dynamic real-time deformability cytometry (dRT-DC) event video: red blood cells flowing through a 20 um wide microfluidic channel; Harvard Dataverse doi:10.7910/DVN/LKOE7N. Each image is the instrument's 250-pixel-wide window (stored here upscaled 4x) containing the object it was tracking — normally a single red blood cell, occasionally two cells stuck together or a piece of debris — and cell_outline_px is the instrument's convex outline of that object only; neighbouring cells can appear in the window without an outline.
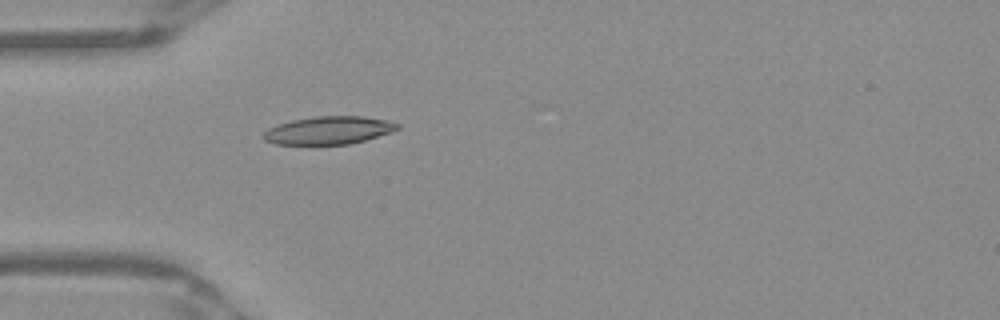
{"species": "Egyptian fruit bat (a non-hibernating species)", "species_latin": "Rousettus aegyptiacus", "temperature_condition": "warm", "stored_images_in_passage": 40, "camera_frame_rate_fps": 3000, "um_per_image_px": 0.085, "frame": {"image": 1, "passage_image": 4, "time_ms": 1.0, "image_size_px": [1000, 320], "cell_outline_px": [[400, 128], [392, 132], [364, 140], [348, 144], [276, 144], [264, 140], [260, 136], [268, 128], [292, 120], [316, 116], [364, 116], [384, 120], [400, 124]], "centroid_in_image_um": [27.92, 11.07], "position_along_channel_um": 57.1, "area_um2": 21.68}}
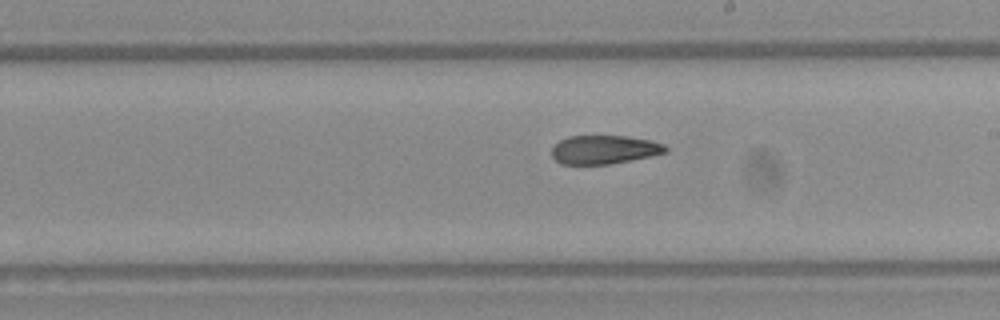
{"frame": {"image": 2, "passage_image": 18, "time_ms": 5.667, "image_size_px": [1000, 320], "cell_outline_px": [[668, 152], [608, 164], [560, 164], [552, 156], [552, 148], [560, 140], [568, 136], [628, 136], [652, 140], [664, 144], [668, 148]], "centroid_in_image_um": [51.36, 12.7], "position_along_channel_um": 237.6, "area_um2": 18.9}}
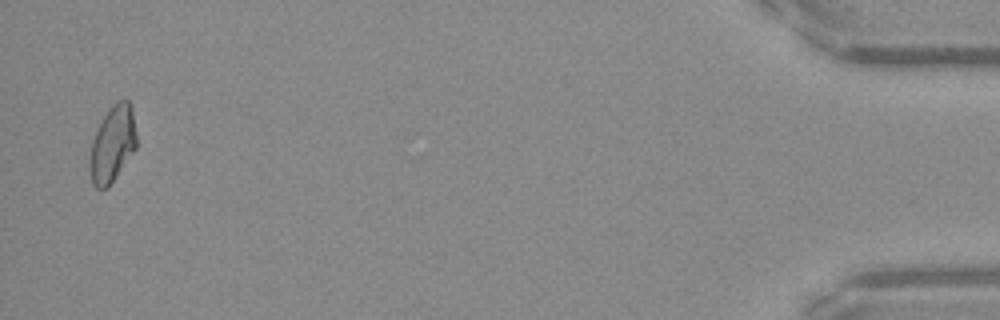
{"frame": {"image": 3, "passage_image": 39, "time_ms": 12.667, "image_size_px": [1000, 320], "cell_outline_px": [[136, 148], [108, 188], [96, 188], [92, 184], [88, 160], [92, 140], [104, 116], [112, 104], [116, 100], [128, 100], [132, 108], [136, 132]], "centroid_in_image_um": [9.55, 12.25], "position_along_channel_um": 425.6, "area_um2": 20.75}, "authors_computed_cell_mechanics": {"area_um2": 20.4323, "velocity_mm_per_s": 3.9463, "shape_relaxation_time_tau1_ms": null, "shape_relaxation_time_tau2_ms": 1.8116, "deformation_change_tau1": null, "deformation_change_tau2": 0.0857}}